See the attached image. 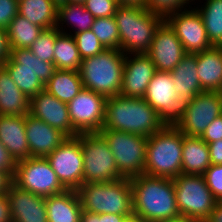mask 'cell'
<instances>
[{
  "mask_svg": "<svg viewBox=\"0 0 222 222\" xmlns=\"http://www.w3.org/2000/svg\"><path fill=\"white\" fill-rule=\"evenodd\" d=\"M119 6L143 7L145 8V0H117Z\"/></svg>",
  "mask_w": 222,
  "mask_h": 222,
  "instance_id": "681fc988",
  "label": "cell"
},
{
  "mask_svg": "<svg viewBox=\"0 0 222 222\" xmlns=\"http://www.w3.org/2000/svg\"><path fill=\"white\" fill-rule=\"evenodd\" d=\"M114 155L118 172L124 178L145 174V156L148 137L138 134L101 129Z\"/></svg>",
  "mask_w": 222,
  "mask_h": 222,
  "instance_id": "30bf717a",
  "label": "cell"
},
{
  "mask_svg": "<svg viewBox=\"0 0 222 222\" xmlns=\"http://www.w3.org/2000/svg\"><path fill=\"white\" fill-rule=\"evenodd\" d=\"M165 21L173 29L186 53L196 54L212 47L201 15L195 8L169 15Z\"/></svg>",
  "mask_w": 222,
  "mask_h": 222,
  "instance_id": "2e32d148",
  "label": "cell"
},
{
  "mask_svg": "<svg viewBox=\"0 0 222 222\" xmlns=\"http://www.w3.org/2000/svg\"><path fill=\"white\" fill-rule=\"evenodd\" d=\"M197 71L203 91L222 92V46L197 53Z\"/></svg>",
  "mask_w": 222,
  "mask_h": 222,
  "instance_id": "603a6c76",
  "label": "cell"
},
{
  "mask_svg": "<svg viewBox=\"0 0 222 222\" xmlns=\"http://www.w3.org/2000/svg\"><path fill=\"white\" fill-rule=\"evenodd\" d=\"M29 113L60 130L67 137H75L67 107V103L60 101L47 90H42L30 99Z\"/></svg>",
  "mask_w": 222,
  "mask_h": 222,
  "instance_id": "d6986e66",
  "label": "cell"
},
{
  "mask_svg": "<svg viewBox=\"0 0 222 222\" xmlns=\"http://www.w3.org/2000/svg\"><path fill=\"white\" fill-rule=\"evenodd\" d=\"M183 133L175 126H164L148 137L145 175L174 179L182 173Z\"/></svg>",
  "mask_w": 222,
  "mask_h": 222,
  "instance_id": "3957f363",
  "label": "cell"
},
{
  "mask_svg": "<svg viewBox=\"0 0 222 222\" xmlns=\"http://www.w3.org/2000/svg\"><path fill=\"white\" fill-rule=\"evenodd\" d=\"M76 191L84 211L96 214L133 215L129 178L112 182L84 183Z\"/></svg>",
  "mask_w": 222,
  "mask_h": 222,
  "instance_id": "5b68a950",
  "label": "cell"
},
{
  "mask_svg": "<svg viewBox=\"0 0 222 222\" xmlns=\"http://www.w3.org/2000/svg\"><path fill=\"white\" fill-rule=\"evenodd\" d=\"M222 114V92L202 91L189 101L175 126L186 136L201 137L208 125Z\"/></svg>",
  "mask_w": 222,
  "mask_h": 222,
  "instance_id": "4fadbf2b",
  "label": "cell"
},
{
  "mask_svg": "<svg viewBox=\"0 0 222 222\" xmlns=\"http://www.w3.org/2000/svg\"><path fill=\"white\" fill-rule=\"evenodd\" d=\"M204 222H222V201H218Z\"/></svg>",
  "mask_w": 222,
  "mask_h": 222,
  "instance_id": "7dc6e473",
  "label": "cell"
},
{
  "mask_svg": "<svg viewBox=\"0 0 222 222\" xmlns=\"http://www.w3.org/2000/svg\"><path fill=\"white\" fill-rule=\"evenodd\" d=\"M128 222H140L138 219L132 218Z\"/></svg>",
  "mask_w": 222,
  "mask_h": 222,
  "instance_id": "f5cc1de1",
  "label": "cell"
},
{
  "mask_svg": "<svg viewBox=\"0 0 222 222\" xmlns=\"http://www.w3.org/2000/svg\"><path fill=\"white\" fill-rule=\"evenodd\" d=\"M10 56V47L6 29L0 28V65H2Z\"/></svg>",
  "mask_w": 222,
  "mask_h": 222,
  "instance_id": "f6af8a7d",
  "label": "cell"
},
{
  "mask_svg": "<svg viewBox=\"0 0 222 222\" xmlns=\"http://www.w3.org/2000/svg\"><path fill=\"white\" fill-rule=\"evenodd\" d=\"M83 156V184L112 182L124 178L117 169L114 155L100 133L79 134Z\"/></svg>",
  "mask_w": 222,
  "mask_h": 222,
  "instance_id": "9c48e42d",
  "label": "cell"
},
{
  "mask_svg": "<svg viewBox=\"0 0 222 222\" xmlns=\"http://www.w3.org/2000/svg\"><path fill=\"white\" fill-rule=\"evenodd\" d=\"M55 42L56 27L44 29L29 49L40 60L54 63Z\"/></svg>",
  "mask_w": 222,
  "mask_h": 222,
  "instance_id": "e575fe53",
  "label": "cell"
},
{
  "mask_svg": "<svg viewBox=\"0 0 222 222\" xmlns=\"http://www.w3.org/2000/svg\"><path fill=\"white\" fill-rule=\"evenodd\" d=\"M48 222H80L82 207L76 190L45 197Z\"/></svg>",
  "mask_w": 222,
  "mask_h": 222,
  "instance_id": "cb8c5ba5",
  "label": "cell"
},
{
  "mask_svg": "<svg viewBox=\"0 0 222 222\" xmlns=\"http://www.w3.org/2000/svg\"><path fill=\"white\" fill-rule=\"evenodd\" d=\"M2 65L29 99L45 89L57 70L54 63L40 60L29 48L10 49V56Z\"/></svg>",
  "mask_w": 222,
  "mask_h": 222,
  "instance_id": "52a82bcc",
  "label": "cell"
},
{
  "mask_svg": "<svg viewBox=\"0 0 222 222\" xmlns=\"http://www.w3.org/2000/svg\"><path fill=\"white\" fill-rule=\"evenodd\" d=\"M127 55L119 95L126 98H144L148 84L157 70L146 53Z\"/></svg>",
  "mask_w": 222,
  "mask_h": 222,
  "instance_id": "ac0fdd59",
  "label": "cell"
},
{
  "mask_svg": "<svg viewBox=\"0 0 222 222\" xmlns=\"http://www.w3.org/2000/svg\"><path fill=\"white\" fill-rule=\"evenodd\" d=\"M46 159L66 189L77 190L83 184L84 163L79 134L65 139Z\"/></svg>",
  "mask_w": 222,
  "mask_h": 222,
  "instance_id": "9a60e30c",
  "label": "cell"
},
{
  "mask_svg": "<svg viewBox=\"0 0 222 222\" xmlns=\"http://www.w3.org/2000/svg\"><path fill=\"white\" fill-rule=\"evenodd\" d=\"M0 222H12L7 193L0 194Z\"/></svg>",
  "mask_w": 222,
  "mask_h": 222,
  "instance_id": "bcb514c9",
  "label": "cell"
},
{
  "mask_svg": "<svg viewBox=\"0 0 222 222\" xmlns=\"http://www.w3.org/2000/svg\"><path fill=\"white\" fill-rule=\"evenodd\" d=\"M146 54L157 71L171 72L187 53L173 29L164 20L156 29Z\"/></svg>",
  "mask_w": 222,
  "mask_h": 222,
  "instance_id": "e0dca14e",
  "label": "cell"
},
{
  "mask_svg": "<svg viewBox=\"0 0 222 222\" xmlns=\"http://www.w3.org/2000/svg\"><path fill=\"white\" fill-rule=\"evenodd\" d=\"M210 165L208 145L200 137L183 134L182 173L203 175Z\"/></svg>",
  "mask_w": 222,
  "mask_h": 222,
  "instance_id": "4316f807",
  "label": "cell"
},
{
  "mask_svg": "<svg viewBox=\"0 0 222 222\" xmlns=\"http://www.w3.org/2000/svg\"><path fill=\"white\" fill-rule=\"evenodd\" d=\"M16 162L10 156L6 147L0 142V170L8 172L12 177L15 173Z\"/></svg>",
  "mask_w": 222,
  "mask_h": 222,
  "instance_id": "7bdbcfd3",
  "label": "cell"
},
{
  "mask_svg": "<svg viewBox=\"0 0 222 222\" xmlns=\"http://www.w3.org/2000/svg\"><path fill=\"white\" fill-rule=\"evenodd\" d=\"M192 1L195 0H145V9L165 20L169 15L186 9Z\"/></svg>",
  "mask_w": 222,
  "mask_h": 222,
  "instance_id": "8d00e7d4",
  "label": "cell"
},
{
  "mask_svg": "<svg viewBox=\"0 0 222 222\" xmlns=\"http://www.w3.org/2000/svg\"><path fill=\"white\" fill-rule=\"evenodd\" d=\"M106 97L83 89L67 103L69 117L78 134L99 133L104 126Z\"/></svg>",
  "mask_w": 222,
  "mask_h": 222,
  "instance_id": "5bb4252c",
  "label": "cell"
},
{
  "mask_svg": "<svg viewBox=\"0 0 222 222\" xmlns=\"http://www.w3.org/2000/svg\"><path fill=\"white\" fill-rule=\"evenodd\" d=\"M83 89L78 71L56 70L45 84V90L65 103L74 99Z\"/></svg>",
  "mask_w": 222,
  "mask_h": 222,
  "instance_id": "f546056e",
  "label": "cell"
},
{
  "mask_svg": "<svg viewBox=\"0 0 222 222\" xmlns=\"http://www.w3.org/2000/svg\"><path fill=\"white\" fill-rule=\"evenodd\" d=\"M30 157H46L68 137L43 120L28 113L25 119Z\"/></svg>",
  "mask_w": 222,
  "mask_h": 222,
  "instance_id": "44dd1931",
  "label": "cell"
},
{
  "mask_svg": "<svg viewBox=\"0 0 222 222\" xmlns=\"http://www.w3.org/2000/svg\"><path fill=\"white\" fill-rule=\"evenodd\" d=\"M132 218L133 215L96 214L82 210L80 222H128Z\"/></svg>",
  "mask_w": 222,
  "mask_h": 222,
  "instance_id": "ab89813d",
  "label": "cell"
},
{
  "mask_svg": "<svg viewBox=\"0 0 222 222\" xmlns=\"http://www.w3.org/2000/svg\"><path fill=\"white\" fill-rule=\"evenodd\" d=\"M170 73L179 97L190 101L203 91L197 75V53H187Z\"/></svg>",
  "mask_w": 222,
  "mask_h": 222,
  "instance_id": "484cf974",
  "label": "cell"
},
{
  "mask_svg": "<svg viewBox=\"0 0 222 222\" xmlns=\"http://www.w3.org/2000/svg\"><path fill=\"white\" fill-rule=\"evenodd\" d=\"M43 30L17 14L6 28L10 49L30 48Z\"/></svg>",
  "mask_w": 222,
  "mask_h": 222,
  "instance_id": "1f68e13d",
  "label": "cell"
},
{
  "mask_svg": "<svg viewBox=\"0 0 222 222\" xmlns=\"http://www.w3.org/2000/svg\"><path fill=\"white\" fill-rule=\"evenodd\" d=\"M25 119L26 116L0 115V142L15 162L30 157Z\"/></svg>",
  "mask_w": 222,
  "mask_h": 222,
  "instance_id": "7402d4cb",
  "label": "cell"
},
{
  "mask_svg": "<svg viewBox=\"0 0 222 222\" xmlns=\"http://www.w3.org/2000/svg\"><path fill=\"white\" fill-rule=\"evenodd\" d=\"M211 164H222V139L208 143Z\"/></svg>",
  "mask_w": 222,
  "mask_h": 222,
  "instance_id": "ee69618b",
  "label": "cell"
},
{
  "mask_svg": "<svg viewBox=\"0 0 222 222\" xmlns=\"http://www.w3.org/2000/svg\"><path fill=\"white\" fill-rule=\"evenodd\" d=\"M90 30L106 49L120 50V35L114 16L95 18Z\"/></svg>",
  "mask_w": 222,
  "mask_h": 222,
  "instance_id": "836d02e7",
  "label": "cell"
},
{
  "mask_svg": "<svg viewBox=\"0 0 222 222\" xmlns=\"http://www.w3.org/2000/svg\"><path fill=\"white\" fill-rule=\"evenodd\" d=\"M82 59L73 35L61 33L56 28L54 64L57 70L78 71Z\"/></svg>",
  "mask_w": 222,
  "mask_h": 222,
  "instance_id": "4dcf8cb0",
  "label": "cell"
},
{
  "mask_svg": "<svg viewBox=\"0 0 222 222\" xmlns=\"http://www.w3.org/2000/svg\"><path fill=\"white\" fill-rule=\"evenodd\" d=\"M83 4L95 18L114 16L119 7L117 0H85Z\"/></svg>",
  "mask_w": 222,
  "mask_h": 222,
  "instance_id": "74e56055",
  "label": "cell"
},
{
  "mask_svg": "<svg viewBox=\"0 0 222 222\" xmlns=\"http://www.w3.org/2000/svg\"><path fill=\"white\" fill-rule=\"evenodd\" d=\"M30 99L18 88L7 69L0 65V115L26 116Z\"/></svg>",
  "mask_w": 222,
  "mask_h": 222,
  "instance_id": "d4e9b609",
  "label": "cell"
},
{
  "mask_svg": "<svg viewBox=\"0 0 222 222\" xmlns=\"http://www.w3.org/2000/svg\"><path fill=\"white\" fill-rule=\"evenodd\" d=\"M133 216L140 222L170 221L181 218L173 179L141 174L130 178Z\"/></svg>",
  "mask_w": 222,
  "mask_h": 222,
  "instance_id": "6da1fadb",
  "label": "cell"
},
{
  "mask_svg": "<svg viewBox=\"0 0 222 222\" xmlns=\"http://www.w3.org/2000/svg\"><path fill=\"white\" fill-rule=\"evenodd\" d=\"M157 222H194V221L187 220V219H184V218H179V219H177V220H170V221H157Z\"/></svg>",
  "mask_w": 222,
  "mask_h": 222,
  "instance_id": "816d5d0a",
  "label": "cell"
},
{
  "mask_svg": "<svg viewBox=\"0 0 222 222\" xmlns=\"http://www.w3.org/2000/svg\"><path fill=\"white\" fill-rule=\"evenodd\" d=\"M12 179V176L8 172L0 170V194L7 192Z\"/></svg>",
  "mask_w": 222,
  "mask_h": 222,
  "instance_id": "c3c4849f",
  "label": "cell"
},
{
  "mask_svg": "<svg viewBox=\"0 0 222 222\" xmlns=\"http://www.w3.org/2000/svg\"><path fill=\"white\" fill-rule=\"evenodd\" d=\"M170 72L156 71L144 99L160 115L164 126H176L185 114L189 100L175 93Z\"/></svg>",
  "mask_w": 222,
  "mask_h": 222,
  "instance_id": "8fae6325",
  "label": "cell"
},
{
  "mask_svg": "<svg viewBox=\"0 0 222 222\" xmlns=\"http://www.w3.org/2000/svg\"><path fill=\"white\" fill-rule=\"evenodd\" d=\"M163 127L160 115L144 98H126L121 95L106 98L102 129L149 137Z\"/></svg>",
  "mask_w": 222,
  "mask_h": 222,
  "instance_id": "7a4b0ae2",
  "label": "cell"
},
{
  "mask_svg": "<svg viewBox=\"0 0 222 222\" xmlns=\"http://www.w3.org/2000/svg\"><path fill=\"white\" fill-rule=\"evenodd\" d=\"M203 176L214 197L218 201H222V164H211Z\"/></svg>",
  "mask_w": 222,
  "mask_h": 222,
  "instance_id": "f35d334b",
  "label": "cell"
},
{
  "mask_svg": "<svg viewBox=\"0 0 222 222\" xmlns=\"http://www.w3.org/2000/svg\"><path fill=\"white\" fill-rule=\"evenodd\" d=\"M195 7L202 17L208 40L212 46H222V0H205Z\"/></svg>",
  "mask_w": 222,
  "mask_h": 222,
  "instance_id": "d6a6232c",
  "label": "cell"
},
{
  "mask_svg": "<svg viewBox=\"0 0 222 222\" xmlns=\"http://www.w3.org/2000/svg\"><path fill=\"white\" fill-rule=\"evenodd\" d=\"M58 0H18V14L43 29L56 27Z\"/></svg>",
  "mask_w": 222,
  "mask_h": 222,
  "instance_id": "83f0119b",
  "label": "cell"
},
{
  "mask_svg": "<svg viewBox=\"0 0 222 222\" xmlns=\"http://www.w3.org/2000/svg\"><path fill=\"white\" fill-rule=\"evenodd\" d=\"M206 144L222 139V114L216 117L200 137Z\"/></svg>",
  "mask_w": 222,
  "mask_h": 222,
  "instance_id": "b9f144b4",
  "label": "cell"
},
{
  "mask_svg": "<svg viewBox=\"0 0 222 222\" xmlns=\"http://www.w3.org/2000/svg\"><path fill=\"white\" fill-rule=\"evenodd\" d=\"M73 38L82 60L99 54L106 49L91 30L76 33Z\"/></svg>",
  "mask_w": 222,
  "mask_h": 222,
  "instance_id": "d590c367",
  "label": "cell"
},
{
  "mask_svg": "<svg viewBox=\"0 0 222 222\" xmlns=\"http://www.w3.org/2000/svg\"><path fill=\"white\" fill-rule=\"evenodd\" d=\"M177 207L181 218L204 222L218 200L203 175L183 174L173 179Z\"/></svg>",
  "mask_w": 222,
  "mask_h": 222,
  "instance_id": "ba28073f",
  "label": "cell"
},
{
  "mask_svg": "<svg viewBox=\"0 0 222 222\" xmlns=\"http://www.w3.org/2000/svg\"><path fill=\"white\" fill-rule=\"evenodd\" d=\"M18 14V0H0V28L6 29Z\"/></svg>",
  "mask_w": 222,
  "mask_h": 222,
  "instance_id": "60d3db41",
  "label": "cell"
},
{
  "mask_svg": "<svg viewBox=\"0 0 222 222\" xmlns=\"http://www.w3.org/2000/svg\"><path fill=\"white\" fill-rule=\"evenodd\" d=\"M125 53L118 49L103 52L82 60L78 70L83 88L106 98L120 94Z\"/></svg>",
  "mask_w": 222,
  "mask_h": 222,
  "instance_id": "277c9868",
  "label": "cell"
},
{
  "mask_svg": "<svg viewBox=\"0 0 222 222\" xmlns=\"http://www.w3.org/2000/svg\"><path fill=\"white\" fill-rule=\"evenodd\" d=\"M114 17L120 35V50L126 55L147 53L156 29L164 21L143 7L119 6Z\"/></svg>",
  "mask_w": 222,
  "mask_h": 222,
  "instance_id": "8992f818",
  "label": "cell"
},
{
  "mask_svg": "<svg viewBox=\"0 0 222 222\" xmlns=\"http://www.w3.org/2000/svg\"><path fill=\"white\" fill-rule=\"evenodd\" d=\"M12 222H48L45 197L16 186L7 190Z\"/></svg>",
  "mask_w": 222,
  "mask_h": 222,
  "instance_id": "ffe728a7",
  "label": "cell"
},
{
  "mask_svg": "<svg viewBox=\"0 0 222 222\" xmlns=\"http://www.w3.org/2000/svg\"><path fill=\"white\" fill-rule=\"evenodd\" d=\"M94 21L95 17L85 9L84 4L67 2L58 3L56 28L61 33L74 35L76 33L90 30ZM63 24H66L69 28L71 27L75 29L73 33H70L67 30L65 32L66 28L62 27L64 26Z\"/></svg>",
  "mask_w": 222,
  "mask_h": 222,
  "instance_id": "f1b7e54d",
  "label": "cell"
},
{
  "mask_svg": "<svg viewBox=\"0 0 222 222\" xmlns=\"http://www.w3.org/2000/svg\"><path fill=\"white\" fill-rule=\"evenodd\" d=\"M12 178L16 186L38 196L48 197L66 190L46 157H29L17 161Z\"/></svg>",
  "mask_w": 222,
  "mask_h": 222,
  "instance_id": "7c38bea8",
  "label": "cell"
},
{
  "mask_svg": "<svg viewBox=\"0 0 222 222\" xmlns=\"http://www.w3.org/2000/svg\"><path fill=\"white\" fill-rule=\"evenodd\" d=\"M58 2H67V3H79L83 4L85 0H58Z\"/></svg>",
  "mask_w": 222,
  "mask_h": 222,
  "instance_id": "f907efd6",
  "label": "cell"
}]
</instances>
